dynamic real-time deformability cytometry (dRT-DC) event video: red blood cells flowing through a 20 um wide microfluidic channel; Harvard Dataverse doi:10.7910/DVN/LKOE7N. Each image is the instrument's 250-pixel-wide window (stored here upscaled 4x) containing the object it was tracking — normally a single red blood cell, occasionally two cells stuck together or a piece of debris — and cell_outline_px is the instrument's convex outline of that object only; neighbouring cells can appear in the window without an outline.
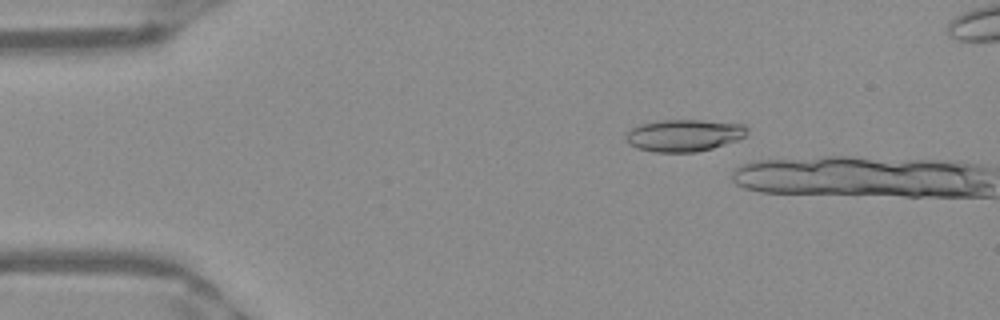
{"species": "Egyptian fruit bat (a non-hibernating species)", "species_latin": "Rousettus aegyptiacus", "temperature_condition": "warm", "stored_images_in_passage": 10, "camera_frame_rate_fps": 3000, "um_per_image_px": 0.085, "frame": {"image": 1, "passage_image": 9, "time_ms": 2.667, "image_size_px": [1000, 320], "cell_outline_px": [[748, 132], [744, 136], [736, 140], [712, 148], [696, 152], [652, 152], [636, 148], [628, 144], [624, 140], [628, 132], [632, 128], [640, 124], [656, 120], [700, 120], [744, 124], [748, 128]], "centroid_in_image_um": [58.1, 11.5], "position_along_channel_um": 26.9, "area_um2": 22.72}}